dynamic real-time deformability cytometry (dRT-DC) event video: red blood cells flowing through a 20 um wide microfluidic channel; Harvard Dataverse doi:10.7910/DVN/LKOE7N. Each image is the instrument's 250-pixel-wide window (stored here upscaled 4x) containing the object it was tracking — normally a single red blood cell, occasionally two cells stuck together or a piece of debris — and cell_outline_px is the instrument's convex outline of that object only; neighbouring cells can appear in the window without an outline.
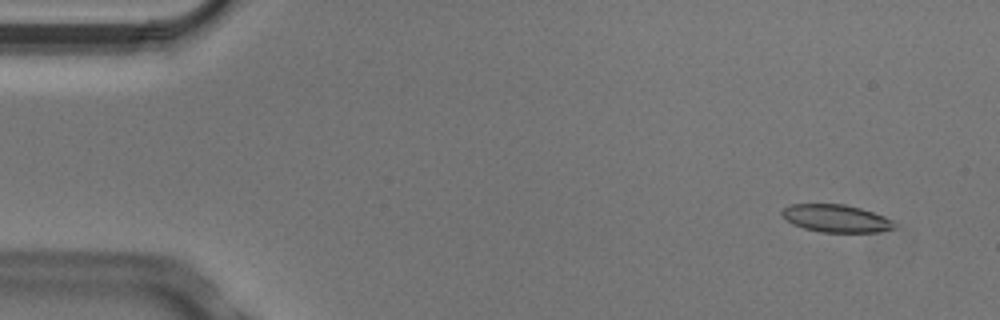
{"species": "Egyptian fruit bat (a non-hibernating species)", "species_latin": "Rousettus aegyptiacus", "temperature_condition": "cold", "stored_images_in_passage": 6, "camera_frame_rate_fps": 3000, "um_per_image_px": 0.085, "animal": {"sex": "male"}, "frame": {"image": 1, "passage_image": 2, "time_ms": 0.333, "image_size_px": [1000, 320], "cell_outline_px": [[896, 228], [880, 232], [820, 232], [804, 228], [792, 224], [780, 212], [784, 208], [792, 204], [844, 204], [860, 208], [884, 216], [892, 220]], "centroid_in_image_um": [71.08, 18.57], "position_along_channel_um": 13.9, "area_um2": 17.98}}
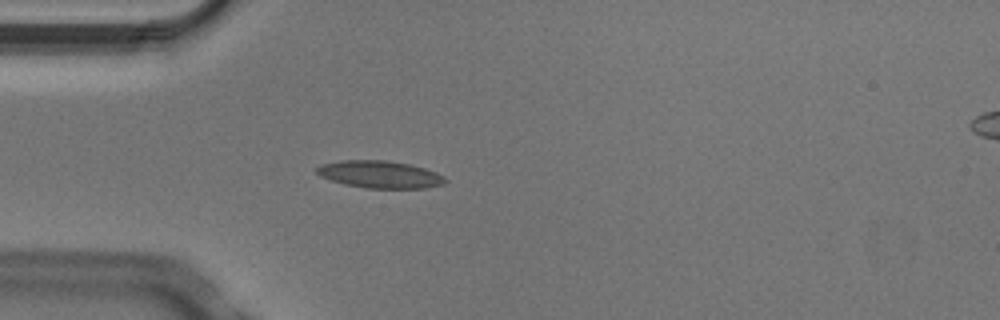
{"frame": {"image": 2, "passage_image": 5, "time_ms": 1.333, "image_size_px": [1000, 320], "cell_outline_px": [[448, 180], [444, 184], [424, 188], [368, 188], [344, 184], [320, 176], [316, 172], [316, 168], [320, 164], [340, 160], [384, 160], [408, 164], [424, 168], [436, 172], [444, 176]], "centroid_in_image_um": [32.29, 14.82], "position_along_channel_um": 52.7, "area_um2": 20.4}}